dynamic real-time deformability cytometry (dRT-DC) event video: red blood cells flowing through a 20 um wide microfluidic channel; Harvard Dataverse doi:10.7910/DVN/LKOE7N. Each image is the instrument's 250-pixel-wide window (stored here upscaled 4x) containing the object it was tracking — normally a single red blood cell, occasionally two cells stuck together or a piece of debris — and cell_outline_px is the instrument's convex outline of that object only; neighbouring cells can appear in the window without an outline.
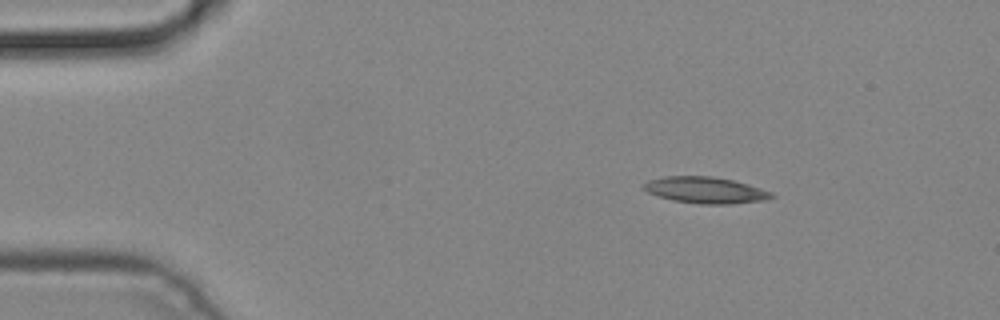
{"species": "common noctule bat (a hibernating species)", "species_latin": "Nyctalus noctula", "temperature_condition": "cold", "stored_images_in_passage": 3, "camera_frame_rate_fps": 3000, "um_per_image_px": 0.085, "animal": {"sex": "male", "body_mass_g": 19.2, "forearm_length_mm": 51.8}, "frame": {"image": 1, "passage_image": 1, "time_ms": 0.0, "image_size_px": [1000, 320], "cell_outline_px": [[776, 196], [764, 200], [732, 204], [700, 204], [672, 200], [648, 192], [640, 188], [640, 184], [648, 180], [664, 176], [712, 176], [732, 180], [748, 184], [772, 192]], "centroid_in_image_um": [59.92, 16.15], "position_along_channel_um": 25.1, "area_um2": 19.77}}
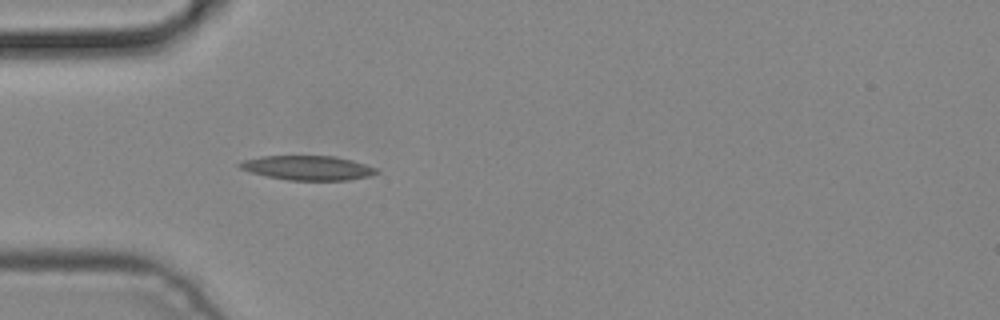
{"frame": {"image": 2, "passage_image": 3, "time_ms": 0.667, "image_size_px": [1000, 320], "cell_outline_px": [[380, 172], [368, 176], [348, 180], [288, 180], [268, 176], [252, 172], [240, 168], [236, 164], [244, 160], [264, 156], [336, 156], [352, 160], [376, 168]], "centroid_in_image_um": [26.17, 14.26], "position_along_channel_um": 58.8, "area_um2": 19.25}}